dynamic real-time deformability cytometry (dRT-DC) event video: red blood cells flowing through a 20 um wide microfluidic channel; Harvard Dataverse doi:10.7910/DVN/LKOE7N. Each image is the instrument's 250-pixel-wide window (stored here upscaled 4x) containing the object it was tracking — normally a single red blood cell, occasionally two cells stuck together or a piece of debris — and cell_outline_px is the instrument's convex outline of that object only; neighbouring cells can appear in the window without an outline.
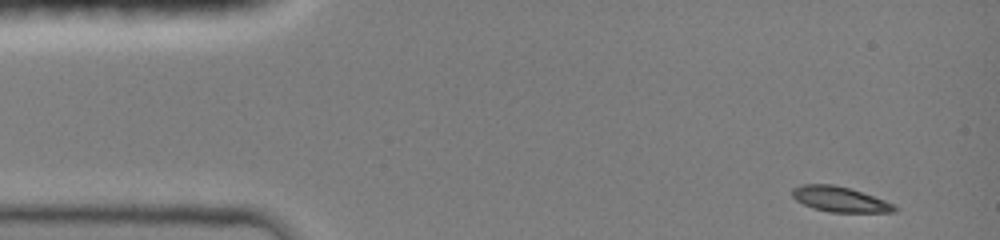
{"species": "common noctule bat (a hibernating species)", "species_latin": "Nyctalus noctula", "temperature_condition": "room temperature", "stored_images_in_passage": 15, "camera_frame_rate_fps": 3000, "um_per_image_px": 0.085, "animal": {"sex": "female", "body_mass_g": 19.0, "forearm_length_mm": 51.5}, "frame": {"image": 1, "passage_image": 1, "time_ms": 0.0, "image_size_px": [1000, 240], "cell_outline_px": [[896, 212], [828, 212], [812, 208], [796, 200], [792, 196], [792, 188], [804, 184], [832, 184], [848, 188], [884, 200], [892, 204], [896, 208]], "centroid_in_image_um": [71.33, 16.94], "position_along_channel_um": 13.7, "area_um2": 14.8}}
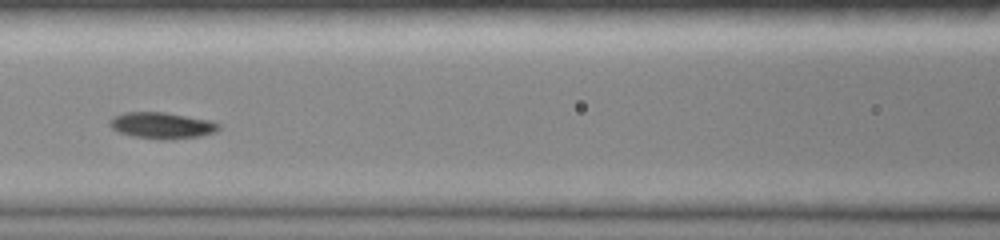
{"frame": {"image": 2, "passage_image": 7, "time_ms": 5.667, "image_size_px": [1000, 240], "cell_outline_px": [[220, 128], [212, 132], [200, 136], [172, 140], [160, 140], [136, 136], [120, 132], [112, 128], [108, 124], [112, 116], [124, 112], [164, 112], [212, 120], [220, 124]], "centroid_in_image_um": [13.76, 10.66], "position_along_channel_um": 152.8, "area_um2": 16.76}}
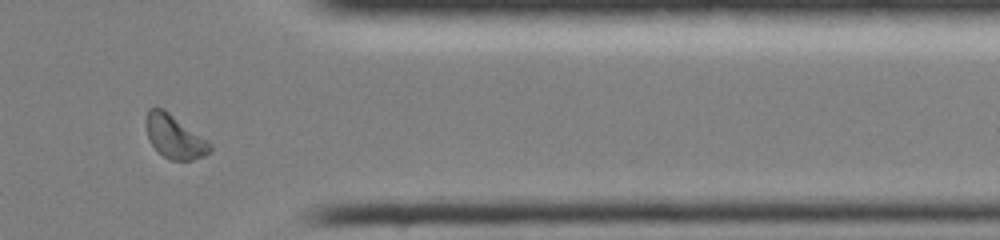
{"frame": {"image": 3, "passage_image": 13, "time_ms": 11.667, "image_size_px": [1000, 240], "cell_outline_px": [[212, 152], [204, 156], [192, 160], [172, 160], [164, 156], [152, 144], [148, 136], [144, 120], [148, 108], [164, 108], [208, 140], [212, 144]], "centroid_in_image_um": [14.86, 11.6], "position_along_channel_um": 396.5, "area_um2": 16.3}, "authors_computed_cell_mechanics": {"area_um2": 16.2996, "velocity_mm_per_s": 4.1291, "shape_relaxation_time_tau1_ms": 4.3416, "shape_relaxation_time_tau2_ms": null, "deformation_change_tau1": 0.1434, "deformation_change_tau2": null}}